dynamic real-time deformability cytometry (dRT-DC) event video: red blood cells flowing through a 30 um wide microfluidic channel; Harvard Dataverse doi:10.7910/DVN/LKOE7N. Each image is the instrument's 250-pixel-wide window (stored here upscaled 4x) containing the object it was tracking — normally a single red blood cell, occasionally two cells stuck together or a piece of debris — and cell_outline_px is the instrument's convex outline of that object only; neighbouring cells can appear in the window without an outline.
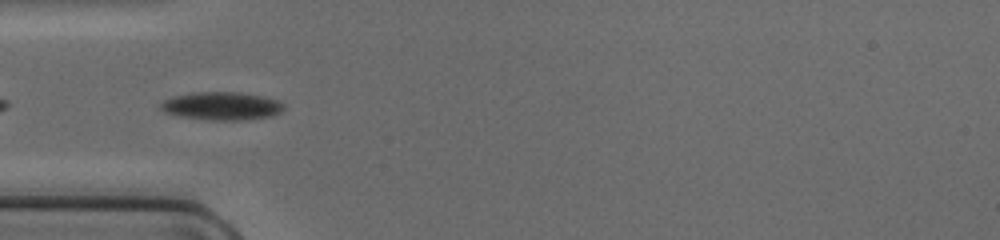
{"species": "common noctule bat (a hibernating species)", "species_latin": "Nyctalus noctula", "temperature_condition": "cold", "stored_images_in_passage": 39, "camera_frame_rate_fps": 3000, "um_per_image_px": 0.085, "animal": {"sex": "female", "body_mass_g": 17.0, "forearm_length_mm": 48.0}, "frame": {"image": 1, "passage_image": 5, "time_ms": 1.333, "image_size_px": [1000, 240], "cell_outline_px": [[284, 108], [280, 112], [272, 116], [240, 120], [208, 120], [180, 116], [164, 112], [160, 108], [160, 104], [164, 100], [172, 96], [192, 92], [240, 92], [280, 100], [284, 104]], "centroid_in_image_um": [18.83, 9.0], "position_along_channel_um": 66.2, "area_um2": 20.23}}
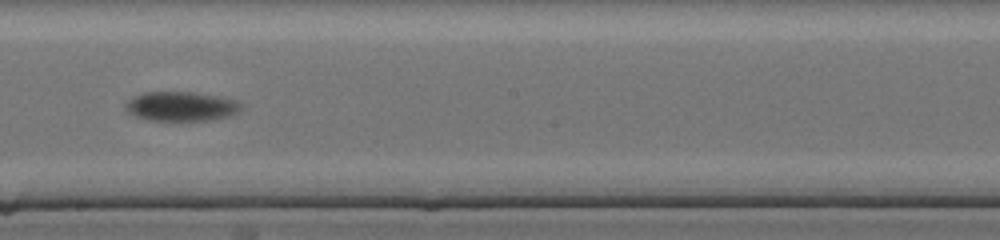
{"frame": {"image": 2, "passage_image": 17, "time_ms": 5.333, "image_size_px": [1000, 240], "cell_outline_px": [[244, 104], [236, 112], [228, 116], [216, 120], [148, 120], [128, 112], [124, 108], [124, 104], [132, 96], [144, 92], [192, 92], [216, 96], [236, 100]], "centroid_in_image_um": [15.38, 9.03], "position_along_channel_um": 232.8, "area_um2": 19.77}}
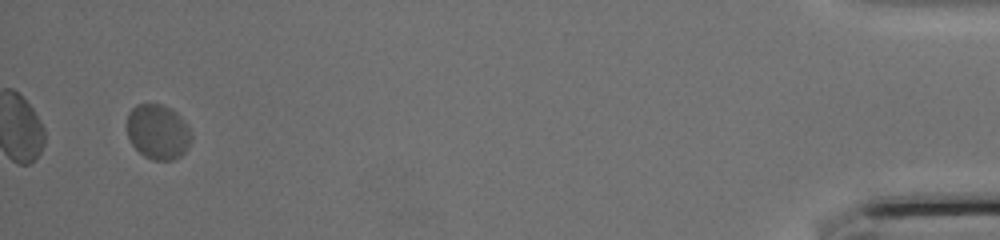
{"frame": {"image": 3, "passage_image": 37, "time_ms": 12.0, "image_size_px": [1000, 240], "cell_outline_px": [[192, 136], [188, 148], [180, 156], [172, 160], [152, 160], [144, 156], [132, 144], [128, 136], [128, 112], [136, 104], [160, 104], [172, 108], [188, 124], [192, 132]], "centroid_in_image_um": [13.45, 11.2], "position_along_channel_um": 421.7, "area_um2": 20.75}}